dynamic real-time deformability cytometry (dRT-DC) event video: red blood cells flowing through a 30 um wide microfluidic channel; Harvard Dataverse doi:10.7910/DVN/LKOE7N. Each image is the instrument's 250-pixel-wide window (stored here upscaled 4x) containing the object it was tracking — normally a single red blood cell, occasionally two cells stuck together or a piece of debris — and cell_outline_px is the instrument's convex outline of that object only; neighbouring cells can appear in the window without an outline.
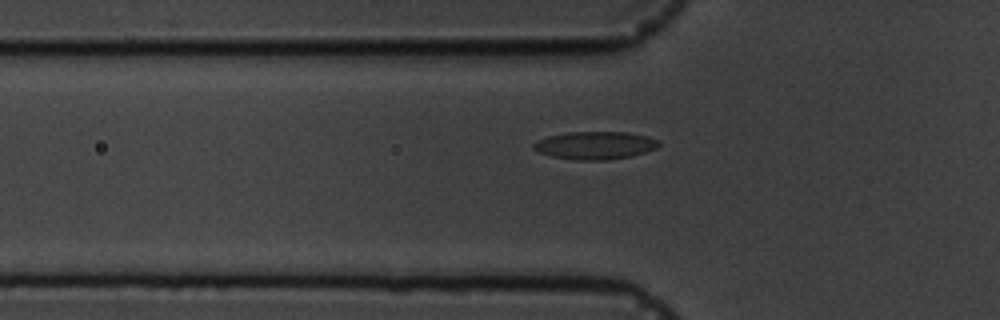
{"species": "common noctule bat (a hibernating species)", "species_latin": "Nyctalus noctula", "temperature_condition": "cold", "stored_images_in_passage": 7, "segment_of_instrument_passage": [2, 2], "camera_frame_rate_fps": 3000, "um_per_image_px": 0.085, "animal": {"sex": "male", "body_mass_g": 19.5, "forearm_length_mm": 54.6}, "frame": {"image": 1, "passage_image": 7, "time_ms": 8.667, "image_size_px": [1000, 320], "cell_outline_px": [[660, 144], [656, 148], [632, 156], [608, 160], [580, 160], [552, 156], [540, 152], [532, 148], [532, 144], [536, 140], [548, 136], [568, 132], [628, 132], [648, 136], [660, 140]], "centroid_in_image_um": [50.6, 12.35], "position_along_channel_um": 75.2, "area_um2": 20.35}}